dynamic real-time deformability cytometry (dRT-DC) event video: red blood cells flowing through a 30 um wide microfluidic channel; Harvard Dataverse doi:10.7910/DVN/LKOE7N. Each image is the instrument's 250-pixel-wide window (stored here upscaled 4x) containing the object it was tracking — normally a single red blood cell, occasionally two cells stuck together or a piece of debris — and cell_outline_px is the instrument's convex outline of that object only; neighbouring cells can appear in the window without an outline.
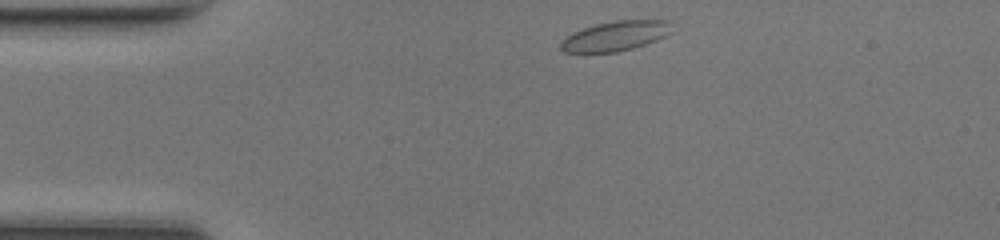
{"species": "common noctule bat (a hibernating species)", "species_latin": "Nyctalus noctula", "temperature_condition": "room temperature", "stored_images_in_passage": 40, "camera_frame_rate_fps": 3000, "um_per_image_px": 0.085, "animal": {"sex": "female", "body_mass_g": 17.0, "forearm_length_mm": 48.0}, "frame": {"image": 1, "passage_image": 1, "time_ms": 0.0, "image_size_px": [1000, 240], "cell_outline_px": [[672, 32], [656, 40], [632, 48], [616, 52], [564, 52], [560, 48], [560, 44], [572, 32], [596, 24], [616, 20], [668, 20]], "centroid_in_image_um": [52.31, 3.05], "position_along_channel_um": 32.7, "area_um2": 18.96}}
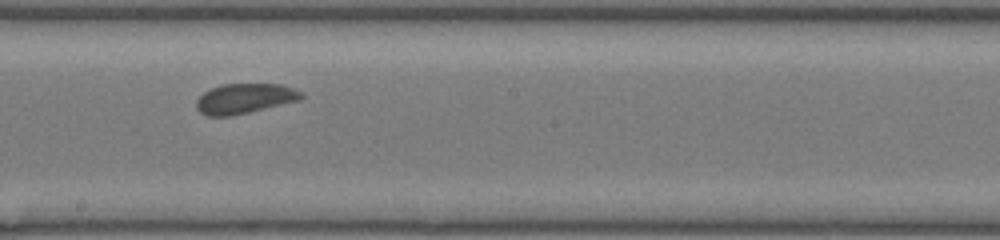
{"frame": {"image": 2, "passage_image": 18, "time_ms": 5.667, "image_size_px": [1000, 240], "cell_outline_px": [[304, 96], [300, 100], [248, 112], [228, 116], [208, 116], [200, 112], [196, 108], [196, 100], [204, 92], [220, 84], [280, 84], [292, 88], [300, 92]], "centroid_in_image_um": [20.76, 8.37], "position_along_channel_um": 227.4, "area_um2": 18.15}}
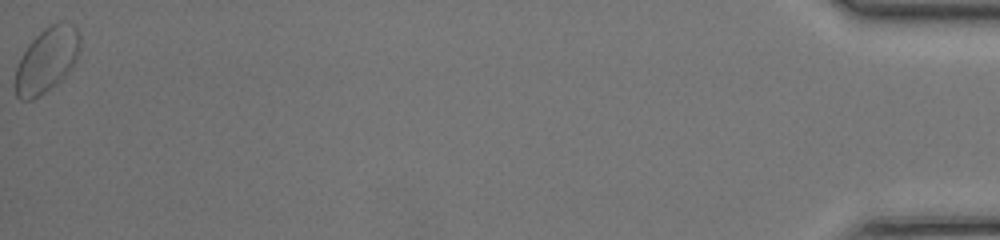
{"frame": {"image": 3, "passage_image": 40, "time_ms": 13.0, "image_size_px": [1000, 240], "cell_outline_px": [[80, 48], [68, 72], [60, 80], [40, 96], [32, 100], [20, 100], [16, 96], [16, 68], [28, 44], [44, 28], [60, 20], [72, 24], [80, 32]], "centroid_in_image_um": [3.98, 5.08], "position_along_channel_um": 431.2, "area_um2": 24.16}, "authors_computed_cell_mechanics": {"area_um2": 18.9006, "velocity_mm_per_s": 4.2535, "shape_relaxation_time_tau1_ms": 1.7786, "shape_relaxation_time_tau2_ms": 1.0948, "deformation_change_tau1": 0.0531, "deformation_change_tau2": 0.057}}